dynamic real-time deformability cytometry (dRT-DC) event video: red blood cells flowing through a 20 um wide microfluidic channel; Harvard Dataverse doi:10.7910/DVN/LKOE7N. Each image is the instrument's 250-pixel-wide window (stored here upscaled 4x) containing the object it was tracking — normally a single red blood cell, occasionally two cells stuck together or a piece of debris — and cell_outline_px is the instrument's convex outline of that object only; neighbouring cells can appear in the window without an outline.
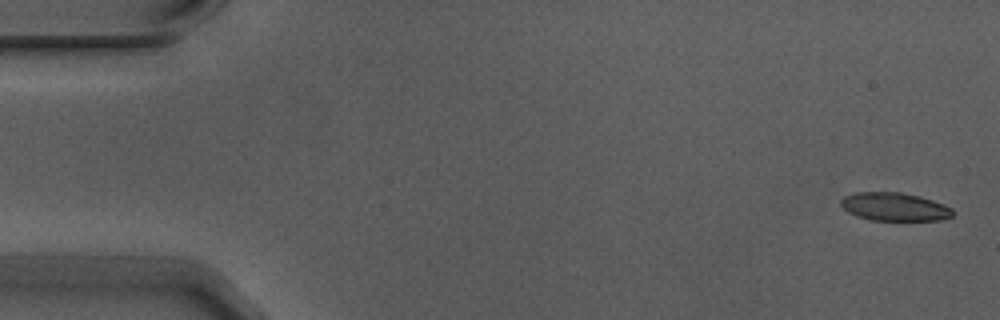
{"species": "Egyptian fruit bat (a non-hibernating species)", "species_latin": "Rousettus aegyptiacus", "temperature_condition": "warm", "stored_images_in_passage": 5, "camera_frame_rate_fps": 3000, "um_per_image_px": 0.085, "animal": {"sex": "male"}, "frame": {"image": 1, "passage_image": 1, "time_ms": 0.0, "image_size_px": [1000, 320], "cell_outline_px": [[952, 216], [940, 220], [872, 220], [856, 216], [848, 212], [840, 204], [840, 200], [844, 196], [856, 192], [900, 192], [920, 196], [944, 204], [952, 208]], "centroid_in_image_um": [76.01, 17.57], "position_along_channel_um": 9.0, "area_um2": 18.38}}
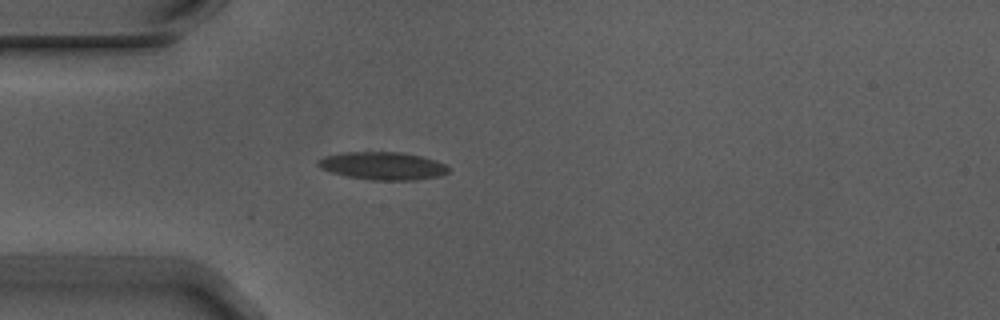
{"frame": {"image": 2, "passage_image": 5, "time_ms": 1.333, "image_size_px": [1000, 320], "cell_outline_px": [[448, 172], [440, 176], [416, 180], [368, 180], [344, 176], [320, 168], [316, 164], [316, 160], [324, 156], [344, 152], [400, 152], [420, 156], [436, 160], [444, 164], [448, 168]], "centroid_in_image_um": [32.49, 14.1], "position_along_channel_um": 52.5, "area_um2": 21.27}}